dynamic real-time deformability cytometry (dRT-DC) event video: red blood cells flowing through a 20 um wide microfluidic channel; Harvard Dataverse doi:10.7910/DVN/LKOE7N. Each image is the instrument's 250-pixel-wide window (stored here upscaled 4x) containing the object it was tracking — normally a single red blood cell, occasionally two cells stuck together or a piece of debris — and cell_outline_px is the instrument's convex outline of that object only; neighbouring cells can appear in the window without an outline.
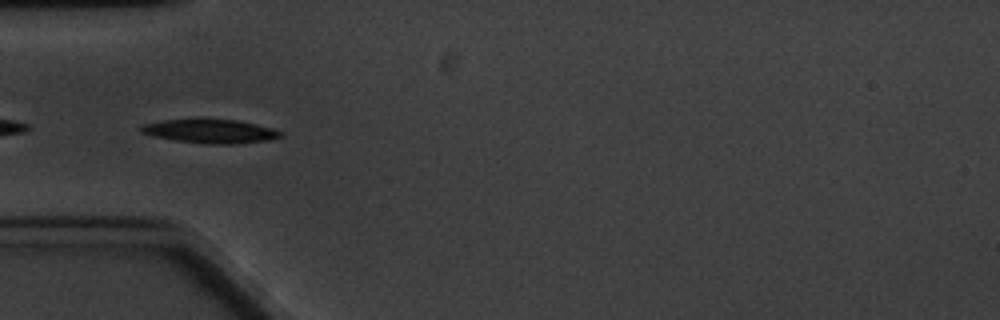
{"species": "common noctule bat (a hibernating species)", "species_latin": "Nyctalus noctula", "temperature_condition": "cold", "stored_images_in_passage": 5, "camera_frame_rate_fps": 3000, "um_per_image_px": 0.085, "animal": {"sex": "male", "body_mass_g": 20.1, "forearm_length_mm": 53.5}, "frame": {"image": 1, "passage_image": 4, "time_ms": 4.333, "image_size_px": [1000, 320], "cell_outline_px": [[284, 136], [268, 140], [236, 144], [208, 144], [176, 140], [152, 136], [140, 132], [140, 124], [164, 120], [196, 116], [208, 116], [236, 120], [256, 124], [272, 128], [280, 132]], "centroid_in_image_um": [17.81, 11.1], "position_along_channel_um": 67.2, "area_um2": 20.35}}